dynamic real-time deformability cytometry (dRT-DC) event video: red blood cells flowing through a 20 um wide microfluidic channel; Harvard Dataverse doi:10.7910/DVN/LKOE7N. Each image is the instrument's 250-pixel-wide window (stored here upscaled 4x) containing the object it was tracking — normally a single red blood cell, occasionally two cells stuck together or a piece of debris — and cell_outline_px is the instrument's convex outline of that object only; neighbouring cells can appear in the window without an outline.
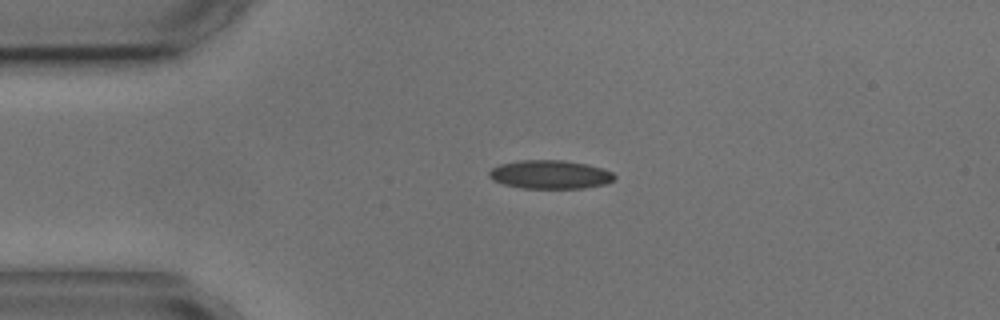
{"species": "common noctule bat (a hibernating species)", "species_latin": "Nyctalus noctula", "temperature_condition": "cold", "stored_images_in_passage": 2, "camera_frame_rate_fps": 3000, "um_per_image_px": 0.085, "animal": {"sex": "male", "body_mass_g": 17.9, "forearm_length_mm": 54.2}, "frame": {"image": 1, "passage_image": 2, "time_ms": 1.667, "image_size_px": [1000, 320], "cell_outline_px": [[616, 176], [612, 180], [604, 184], [584, 188], [524, 188], [504, 184], [492, 180], [488, 176], [488, 172], [492, 168], [500, 164], [520, 160], [564, 160], [588, 164], [612, 172]], "centroid_in_image_um": [46.73, 14.83], "position_along_channel_um": 38.3, "area_um2": 20.81}}